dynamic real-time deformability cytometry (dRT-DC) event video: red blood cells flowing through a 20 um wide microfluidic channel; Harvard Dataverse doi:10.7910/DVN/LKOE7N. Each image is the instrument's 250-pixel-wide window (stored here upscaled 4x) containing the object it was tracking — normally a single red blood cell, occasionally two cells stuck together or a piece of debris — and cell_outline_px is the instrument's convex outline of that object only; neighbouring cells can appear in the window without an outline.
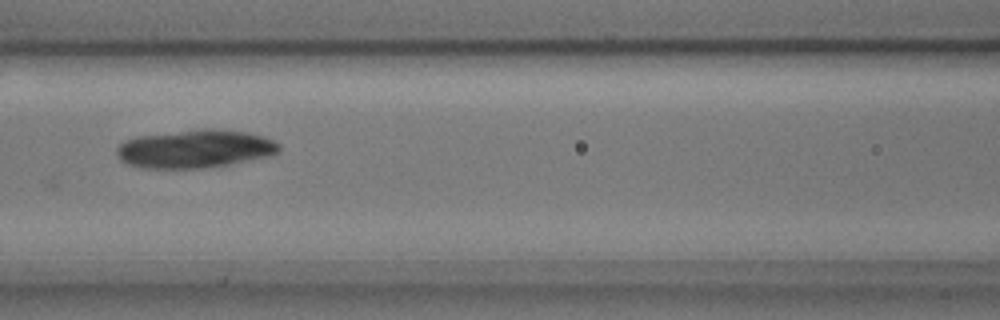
{"species": "common noctule bat (a hibernating species)", "species_latin": "Nyctalus noctula", "temperature_condition": "cold", "stored_images_in_passage": 13, "camera_frame_rate_fps": 3000, "um_per_image_px": 0.085, "animal": {"sex": "male", "body_mass_g": 17.9, "forearm_length_mm": 54.2}, "frame": {"image": 1, "passage_image": 5, "time_ms": 1.333, "image_size_px": [1000, 320], "cell_outline_px": [[280, 148], [276, 152], [268, 156], [228, 164], [204, 168], [140, 168], [128, 164], [120, 160], [116, 152], [116, 148], [124, 140], [140, 136], [204, 128], [212, 128], [248, 132], [264, 136], [280, 144]], "centroid_in_image_um": [16.56, 12.65], "position_along_channel_um": 150.0, "area_um2": 36.01}}
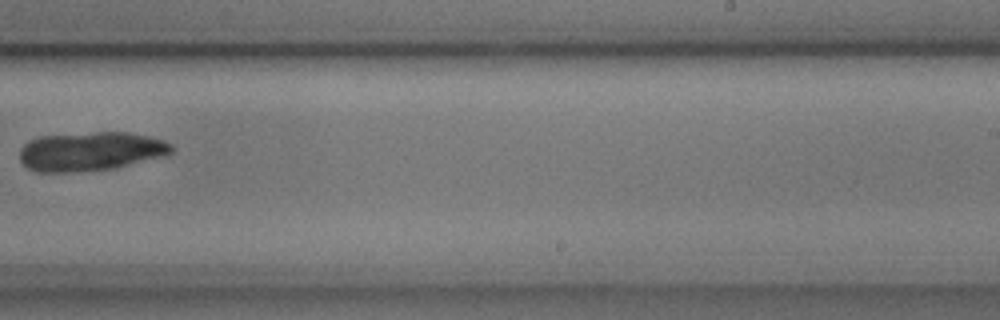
{"frame": {"image": 2, "passage_image": 8, "time_ms": 2.333, "image_size_px": [1000, 320], "cell_outline_px": [[176, 148], [168, 156], [116, 168], [64, 172], [36, 172], [28, 168], [20, 160], [20, 148], [24, 144], [40, 136], [96, 132], [132, 132], [164, 140], [172, 144]], "centroid_in_image_um": [7.78, 12.86], "position_along_channel_um": 281.2, "area_um2": 34.8}}
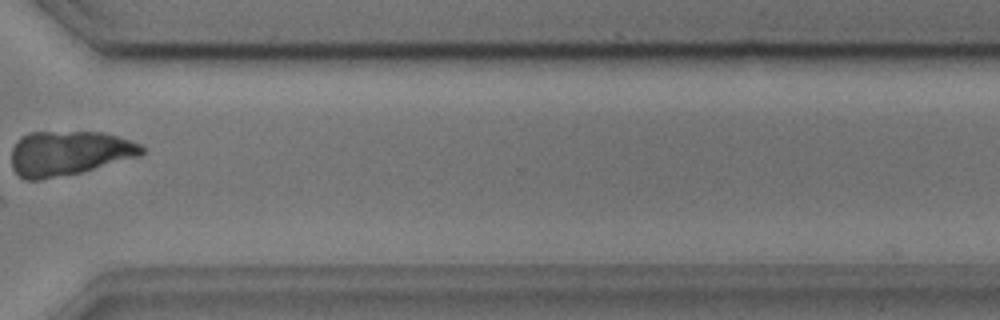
{"frame": {"image": 3, "passage_image": 10, "time_ms": 3.0, "image_size_px": [1000, 320], "cell_outline_px": [[144, 152], [140, 156], [80, 172], [40, 180], [24, 180], [16, 176], [12, 168], [12, 148], [16, 140], [20, 136], [28, 132], [104, 132], [140, 144], [144, 148]], "centroid_in_image_um": [5.79, 13.02], "position_along_channel_um": 364.8, "area_um2": 33.99}}